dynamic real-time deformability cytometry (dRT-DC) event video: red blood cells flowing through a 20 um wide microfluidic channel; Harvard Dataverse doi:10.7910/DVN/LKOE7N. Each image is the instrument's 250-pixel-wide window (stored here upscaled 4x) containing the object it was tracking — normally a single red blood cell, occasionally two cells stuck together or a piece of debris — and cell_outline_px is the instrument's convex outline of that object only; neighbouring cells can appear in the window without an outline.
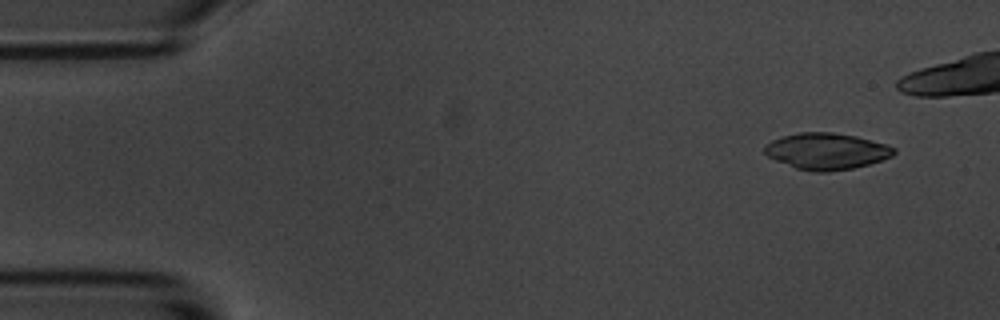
{"species": "common noctule bat (a hibernating species)", "species_latin": "Nyctalus noctula", "temperature_condition": "room temperature", "stored_images_in_passage": 10, "camera_frame_rate_fps": 3000, "um_per_image_px": 0.085, "animal": {"sex": "male", "body_mass_g": 20.1, "forearm_length_mm": 53.5}, "frame": {"image": 1, "passage_image": 1, "time_ms": 0.0, "image_size_px": [1000, 320], "cell_outline_px": [[896, 152], [892, 156], [868, 164], [852, 168], [828, 172], [816, 172], [796, 168], [776, 160], [768, 156], [764, 152], [764, 144], [780, 136], [800, 132], [832, 132], [856, 136], [888, 144], [896, 148]], "centroid_in_image_um": [70.25, 12.84], "position_along_channel_um": 14.8, "area_um2": 27.51}}
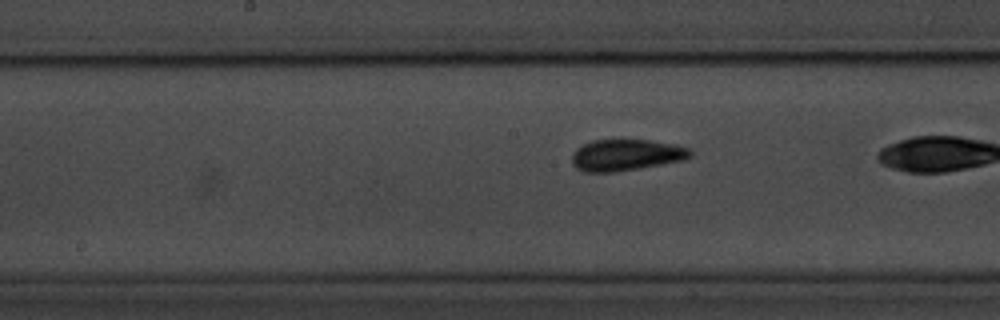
{"frame": {"image": 2, "passage_image": 9, "time_ms": 10.0, "image_size_px": [1000, 320], "cell_outline_px": [[692, 156], [684, 160], [640, 168], [616, 172], [584, 172], [576, 168], [572, 164], [572, 152], [576, 148], [592, 140], [648, 140], [676, 144], [688, 148], [692, 152]], "centroid_in_image_um": [53.21, 13.18], "position_along_channel_um": 195.0, "area_um2": 21.79}}